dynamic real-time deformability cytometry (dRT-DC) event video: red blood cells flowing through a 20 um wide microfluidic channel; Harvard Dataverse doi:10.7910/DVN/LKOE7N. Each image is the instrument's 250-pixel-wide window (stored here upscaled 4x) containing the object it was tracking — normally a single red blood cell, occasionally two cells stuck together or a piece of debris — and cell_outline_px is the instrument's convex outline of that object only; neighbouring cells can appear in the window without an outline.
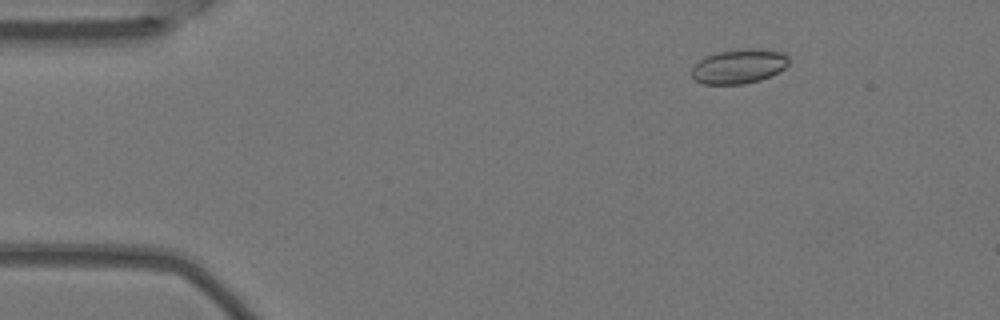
{"species": "Egyptian fruit bat (a non-hibernating species)", "species_latin": "Rousettus aegyptiacus", "temperature_condition": "warm", "stored_images_in_passage": 5, "camera_frame_rate_fps": 3000, "um_per_image_px": 0.085, "animal": {"sex": "female"}, "frame": {"image": 1, "passage_image": 3, "time_ms": 0.667, "image_size_px": [1000, 320], "cell_outline_px": [[788, 64], [784, 68], [760, 80], [744, 84], [704, 84], [696, 80], [692, 76], [692, 68], [704, 56], [720, 52], [748, 48], [760, 48], [784, 52], [788, 56]], "centroid_in_image_um": [62.82, 5.63], "position_along_channel_um": 22.2, "area_um2": 19.36}}